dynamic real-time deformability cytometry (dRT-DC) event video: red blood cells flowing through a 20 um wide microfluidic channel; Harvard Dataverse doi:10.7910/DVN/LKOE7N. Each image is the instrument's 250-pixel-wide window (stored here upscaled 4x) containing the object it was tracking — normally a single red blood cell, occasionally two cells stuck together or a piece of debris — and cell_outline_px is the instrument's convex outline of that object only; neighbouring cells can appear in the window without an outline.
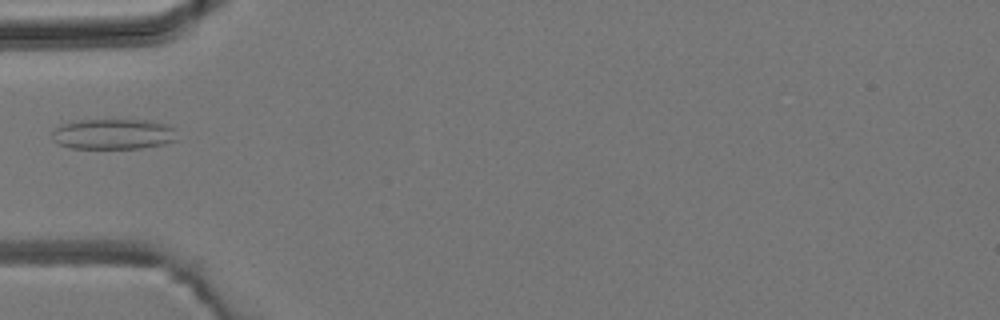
{"species": "common noctule bat (a hibernating species)", "species_latin": "Nyctalus noctula", "temperature_condition": "room temperature", "stored_images_in_passage": 1, "camera_frame_rate_fps": 3000, "um_per_image_px": 0.085, "animal": {"sex": "male", "body_mass_g": 19.2, "forearm_length_mm": 51.8}, "frame": {"image": 1, "passage_image": 1, "time_ms": 0.0, "image_size_px": [1000, 320], "cell_outline_px": [[176, 140], [164, 144], [140, 148], [72, 148], [56, 144], [52, 140], [52, 132], [60, 124], [76, 120], [152, 120], [168, 124], [176, 128]], "centroid_in_image_um": [9.64, 11.39], "position_along_channel_um": 75.4, "area_um2": 22.54}}